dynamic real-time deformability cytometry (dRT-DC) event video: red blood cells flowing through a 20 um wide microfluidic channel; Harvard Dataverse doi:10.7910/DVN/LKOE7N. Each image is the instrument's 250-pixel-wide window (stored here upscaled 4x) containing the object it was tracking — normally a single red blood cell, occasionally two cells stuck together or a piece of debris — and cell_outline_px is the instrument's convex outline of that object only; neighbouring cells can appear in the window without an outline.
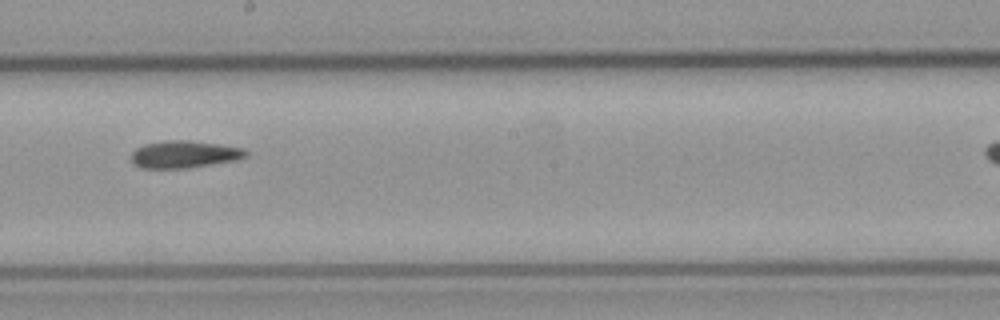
{"species": "common noctule bat (a hibernating species)", "species_latin": "Nyctalus noctula", "temperature_condition": "cold", "stored_images_in_passage": 12, "camera_frame_rate_fps": 3000, "um_per_image_px": 0.085, "animal": {"sex": "male", "body_mass_g": 23.1, "forearm_length_mm": 52.7}, "frame": {"image": 1, "passage_image": 9, "time_ms": 10.667, "image_size_px": [1000, 320], "cell_outline_px": [[248, 156], [236, 160], [184, 168], [140, 168], [132, 160], [132, 152], [136, 148], [144, 144], [168, 140], [188, 140], [244, 148], [248, 152]], "centroid_in_image_um": [15.67, 13.11], "position_along_channel_um": 232.5, "area_um2": 17.98}}
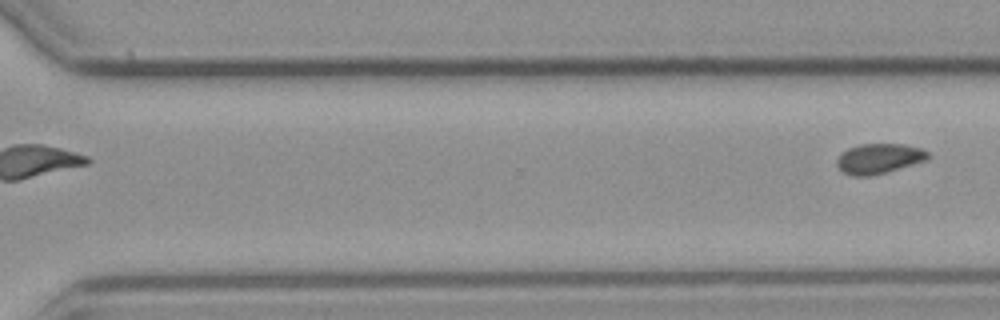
{"frame": {"image": 2, "passage_image": 12, "time_ms": 14.333, "image_size_px": [1000, 320], "cell_outline_px": [[928, 156], [924, 160], [884, 172], [868, 176], [852, 176], [840, 172], [836, 164], [836, 160], [848, 148], [860, 144], [900, 144], [920, 148], [928, 152]], "centroid_in_image_um": [74.62, 13.48], "position_along_channel_um": 296.0, "area_um2": 15.55}}